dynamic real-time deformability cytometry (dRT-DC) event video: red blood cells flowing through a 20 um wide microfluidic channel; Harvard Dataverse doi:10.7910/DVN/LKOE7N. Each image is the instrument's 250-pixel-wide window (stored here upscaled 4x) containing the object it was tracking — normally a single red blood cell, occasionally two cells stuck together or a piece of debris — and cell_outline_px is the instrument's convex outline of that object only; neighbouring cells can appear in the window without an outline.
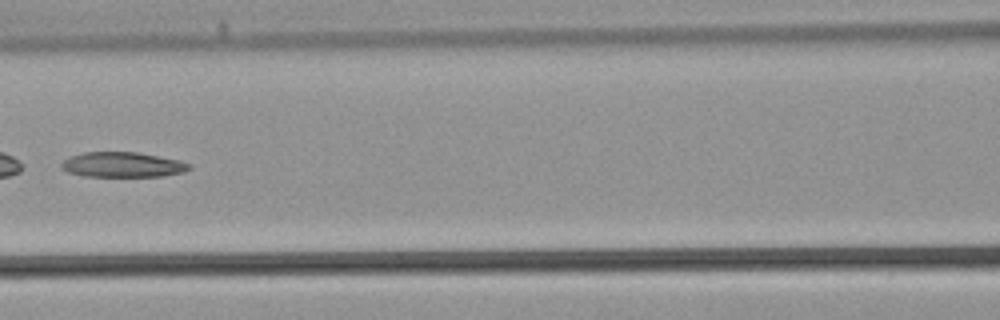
{"species": "common noctule bat (a hibernating species)", "species_latin": "Nyctalus noctula", "temperature_condition": "warm", "stored_images_in_passage": 31, "camera_frame_rate_fps": 3000, "um_per_image_px": 0.085, "animal": {"sex": "male", "body_mass_g": 21.5, "forearm_length_mm": 52.0}, "frame": {"image": 1, "passage_image": 10, "time_ms": 3.0, "image_size_px": [1000, 320], "cell_outline_px": [[192, 168], [184, 172], [160, 176], [84, 176], [68, 172], [60, 168], [60, 164], [64, 160], [72, 156], [84, 152], [136, 152], [176, 160], [192, 164]], "centroid_in_image_um": [10.4, 14.0], "position_along_channel_um": 156.2, "area_um2": 18.5}}
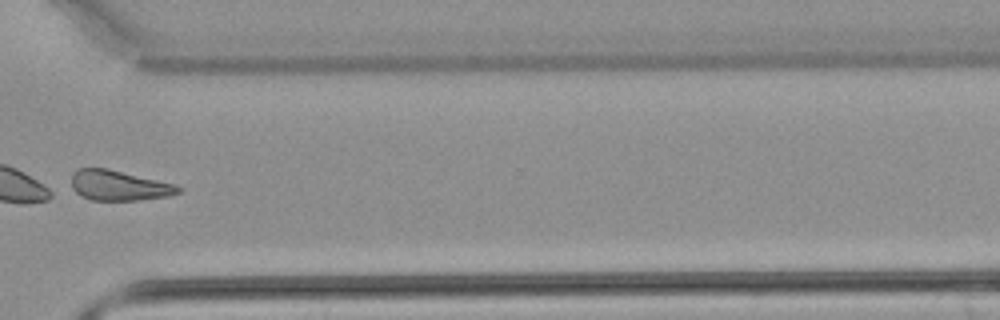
{"frame": {"image": 2, "passage_image": 22, "time_ms": 7.0, "image_size_px": [1000, 320], "cell_outline_px": [[184, 188], [180, 192], [168, 196], [136, 200], [92, 200], [80, 196], [72, 188], [72, 172], [76, 168], [108, 168], [172, 184]], "centroid_in_image_um": [10.06, 15.76], "position_along_channel_um": 360.5, "area_um2": 18.67}}